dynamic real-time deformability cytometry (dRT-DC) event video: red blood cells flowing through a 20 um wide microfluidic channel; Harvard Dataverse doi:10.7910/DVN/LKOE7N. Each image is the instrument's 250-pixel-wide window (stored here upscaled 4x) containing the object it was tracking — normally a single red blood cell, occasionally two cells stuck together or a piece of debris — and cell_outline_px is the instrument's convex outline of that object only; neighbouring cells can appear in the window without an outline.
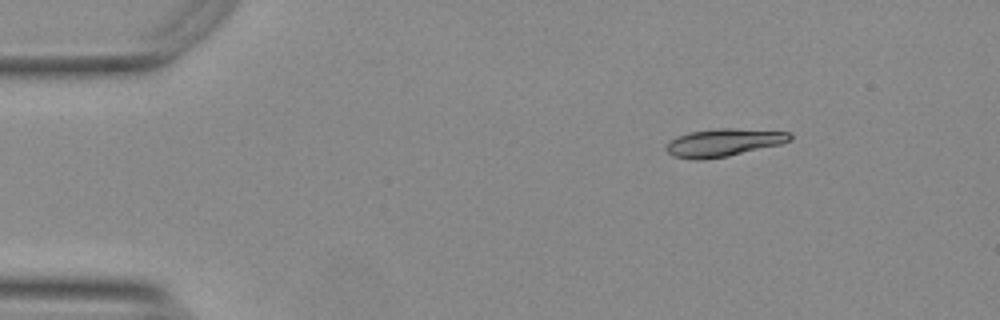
{"species": "Egyptian fruit bat (a non-hibernating species)", "species_latin": "Rousettus aegyptiacus", "temperature_condition": "warm", "stored_images_in_passage": 47, "camera_frame_rate_fps": 3000, "um_per_image_px": 0.085, "animal": {"sex": "female"}, "frame": {"image": 1, "passage_image": 1, "time_ms": 0.0, "image_size_px": [1000, 320], "cell_outline_px": [[792, 140], [780, 144], [728, 156], [700, 160], [696, 160], [672, 156], [664, 148], [676, 136], [692, 132], [716, 128], [732, 128], [792, 132]], "centroid_in_image_um": [61.52, 12.12], "position_along_channel_um": 23.5, "area_um2": 19.94}}
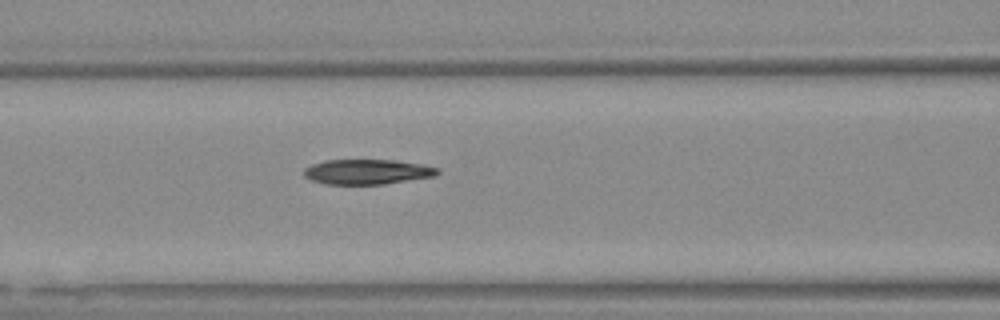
{"frame": {"image": 2, "passage_image": 16, "time_ms": 5.0, "image_size_px": [1000, 320], "cell_outline_px": [[440, 172], [436, 176], [384, 184], [328, 184], [312, 180], [304, 176], [304, 168], [312, 164], [324, 160], [396, 160], [420, 164], [440, 168]], "centroid_in_image_um": [31.24, 14.6], "position_along_channel_um": 135.4, "area_um2": 19.48}}
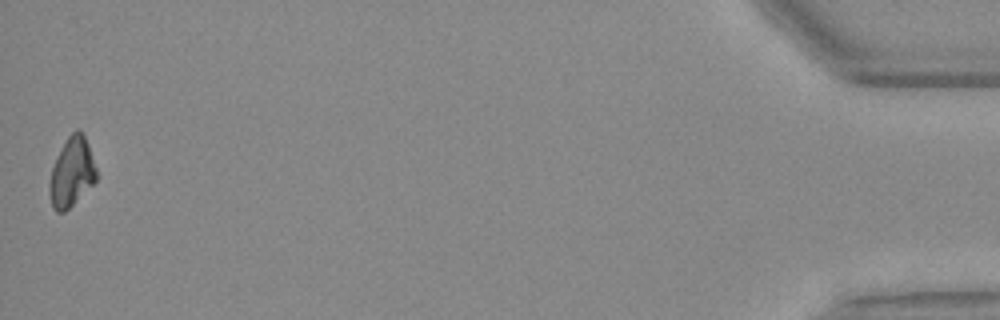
{"frame": {"image": 3, "passage_image": 47, "time_ms": 15.333, "image_size_px": [1000, 320], "cell_outline_px": [[96, 180], [64, 212], [56, 212], [52, 208], [48, 192], [48, 184], [52, 168], [56, 156], [68, 136], [76, 128], [80, 128], [88, 144], [96, 168]], "centroid_in_image_um": [6.06, 14.62], "position_along_channel_um": 429.1, "area_um2": 18.79}, "authors_computed_cell_mechanics": {"area_um2": 20.1144, "velocity_mm_per_s": 3.7625, "shape_relaxation_time_tau1_ms": null, "shape_relaxation_time_tau2_ms": 3.3495, "deformation_change_tau1": null, "deformation_change_tau2": 0.0744}}